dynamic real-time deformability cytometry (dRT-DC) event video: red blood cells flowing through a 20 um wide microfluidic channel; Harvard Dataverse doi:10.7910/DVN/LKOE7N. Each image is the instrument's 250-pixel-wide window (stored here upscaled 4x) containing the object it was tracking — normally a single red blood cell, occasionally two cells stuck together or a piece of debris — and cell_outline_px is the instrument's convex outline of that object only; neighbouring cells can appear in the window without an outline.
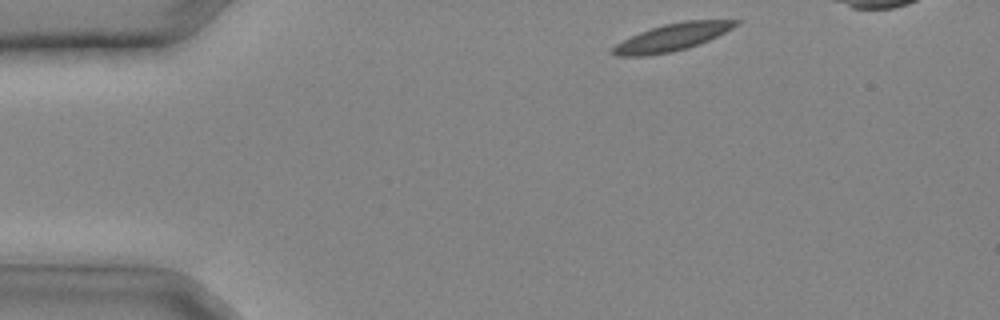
{"species": "common noctule bat (a hibernating species)", "species_latin": "Nyctalus noctula", "temperature_condition": "cold", "stored_images_in_passage": 24, "camera_frame_rate_fps": 3000, "um_per_image_px": 0.085, "animal": {"sex": "male", "body_mass_g": 20.4}, "frame": {"image": 1, "passage_image": 1, "time_ms": 0.0, "image_size_px": [1000, 320], "cell_outline_px": [[740, 24], [708, 40], [688, 48], [672, 52], [648, 56], [616, 56], [608, 52], [616, 44], [640, 32], [664, 24], [684, 20], [740, 20]], "centroid_in_image_um": [57.11, 3.18], "position_along_channel_um": 27.9, "area_um2": 19.48}}
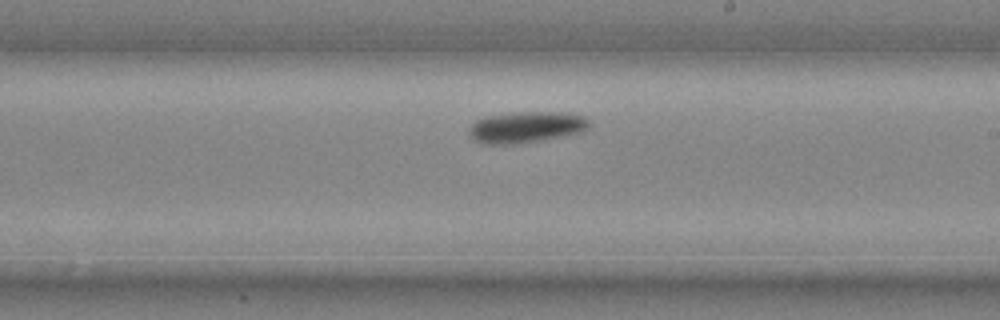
{"frame": {"image": 2, "passage_image": 15, "time_ms": 4.667, "image_size_px": [1000, 320], "cell_outline_px": [[588, 128], [580, 132], [564, 136], [512, 144], [484, 144], [476, 140], [468, 132], [468, 128], [476, 120], [484, 116], [516, 112], [556, 112], [584, 116], [588, 120]], "centroid_in_image_um": [44.68, 10.8], "position_along_channel_um": 244.3, "area_um2": 21.62}}
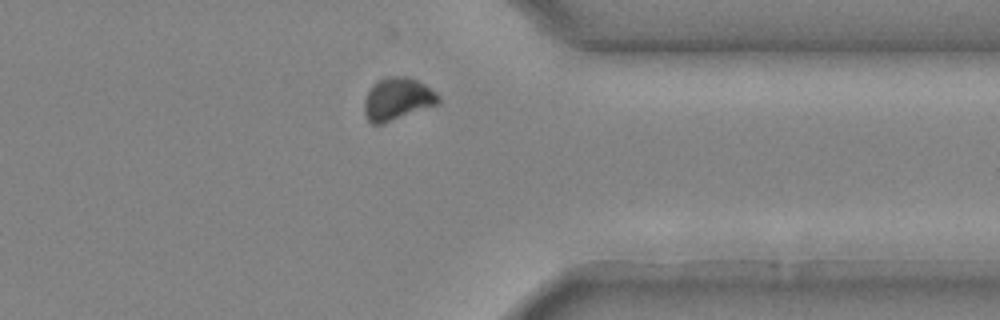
{"frame": {"image": 3, "passage_image": 22, "time_ms": 7.0, "image_size_px": [1000, 320], "cell_outline_px": [[440, 104], [384, 124], [372, 124], [368, 120], [364, 112], [364, 100], [372, 84], [376, 80], [388, 76], [408, 76], [424, 84], [436, 92], [440, 96]], "centroid_in_image_um": [33.79, 8.42], "position_along_channel_um": 377.6, "area_um2": 18.73}}